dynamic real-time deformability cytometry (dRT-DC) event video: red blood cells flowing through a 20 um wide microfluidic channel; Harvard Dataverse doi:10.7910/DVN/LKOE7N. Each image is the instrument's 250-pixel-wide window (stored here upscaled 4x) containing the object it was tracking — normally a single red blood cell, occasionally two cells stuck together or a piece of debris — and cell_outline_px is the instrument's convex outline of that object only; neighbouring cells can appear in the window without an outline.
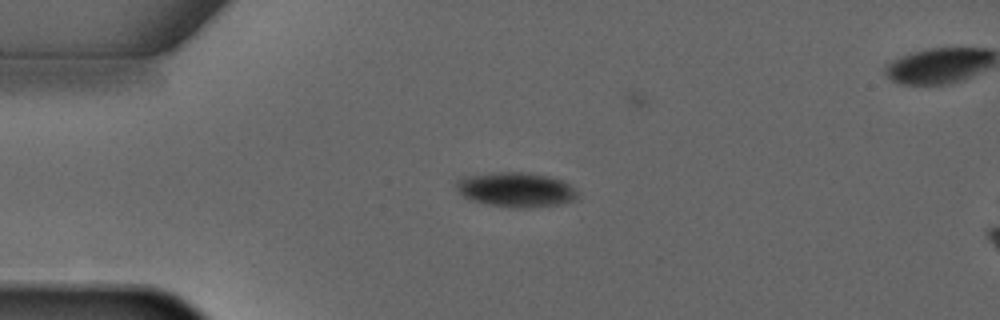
{"species": "common noctule bat (a hibernating species)", "species_latin": "Nyctalus noctula", "temperature_condition": "warm", "stored_images_in_passage": 2, "camera_frame_rate_fps": 3000, "um_per_image_px": 0.085, "animal": {"sex": "male", "forearm_length_mm": 52.5}, "frame": {"image": 1, "passage_image": 1, "time_ms": 0.0, "image_size_px": [1000, 320], "cell_outline_px": [[576, 196], [572, 200], [560, 204], [528, 208], [512, 208], [488, 204], [472, 200], [464, 196], [456, 188], [456, 180], [464, 176], [500, 172], [528, 172], [548, 176], [564, 180], [576, 192]], "centroid_in_image_um": [43.83, 16.11], "position_along_channel_um": 41.2, "area_um2": 24.33}}